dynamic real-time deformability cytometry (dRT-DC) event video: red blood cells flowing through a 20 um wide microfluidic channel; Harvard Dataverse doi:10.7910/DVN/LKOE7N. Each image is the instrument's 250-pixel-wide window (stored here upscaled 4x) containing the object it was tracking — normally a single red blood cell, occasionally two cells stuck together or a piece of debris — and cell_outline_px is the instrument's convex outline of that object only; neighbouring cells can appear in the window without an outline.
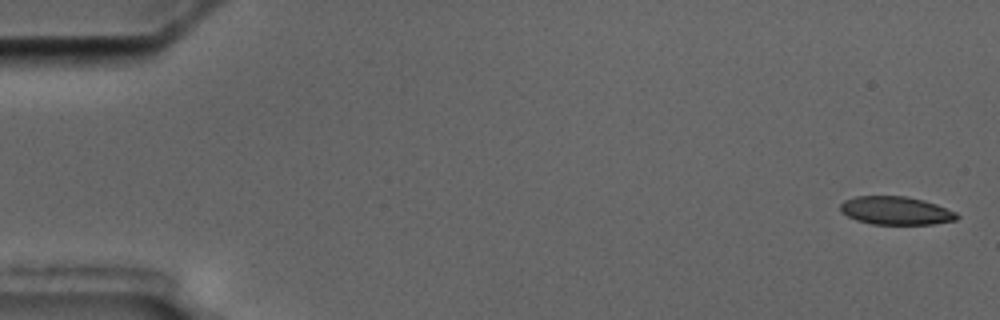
{"species": "common noctule bat (a hibernating species)", "species_latin": "Nyctalus noctula", "temperature_condition": "cold", "stored_images_in_passage": 4, "camera_frame_rate_fps": 3000, "um_per_image_px": 0.085, "animal": {"sex": "male", "body_mass_g": 17.5, "forearm_length_mm": 52.3}, "frame": {"image": 1, "passage_image": 1, "time_ms": 0.0, "image_size_px": [1000, 320], "cell_outline_px": [[960, 216], [956, 220], [932, 224], [872, 224], [856, 220], [840, 212], [840, 204], [844, 200], [856, 196], [904, 196], [924, 200], [936, 204], [956, 212]], "centroid_in_image_um": [76.14, 17.9], "position_along_channel_um": 8.9, "area_um2": 19.19}}